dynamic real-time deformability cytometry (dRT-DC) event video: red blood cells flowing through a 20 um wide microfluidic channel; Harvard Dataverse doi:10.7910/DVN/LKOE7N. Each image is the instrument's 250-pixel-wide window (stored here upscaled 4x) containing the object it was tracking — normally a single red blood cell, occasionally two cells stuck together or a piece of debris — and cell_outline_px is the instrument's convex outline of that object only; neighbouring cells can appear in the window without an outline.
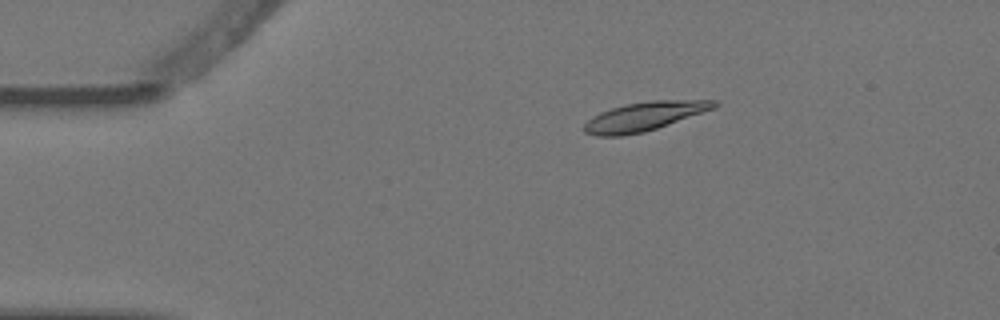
{"species": "Egyptian fruit bat (a non-hibernating species)", "species_latin": "Rousettus aegyptiacus", "temperature_condition": "warm", "stored_images_in_passage": 9, "camera_frame_rate_fps": 3000, "um_per_image_px": 0.085, "animal": {"sex": "female"}, "frame": {"image": 1, "passage_image": 2, "time_ms": 0.333, "image_size_px": [1000, 320], "cell_outline_px": [[720, 104], [716, 108], [644, 132], [620, 136], [596, 136], [584, 132], [584, 124], [588, 120], [600, 112], [624, 104], [652, 100], [716, 100]], "centroid_in_image_um": [54.78, 9.88], "position_along_channel_um": 30.2, "area_um2": 21.79}}
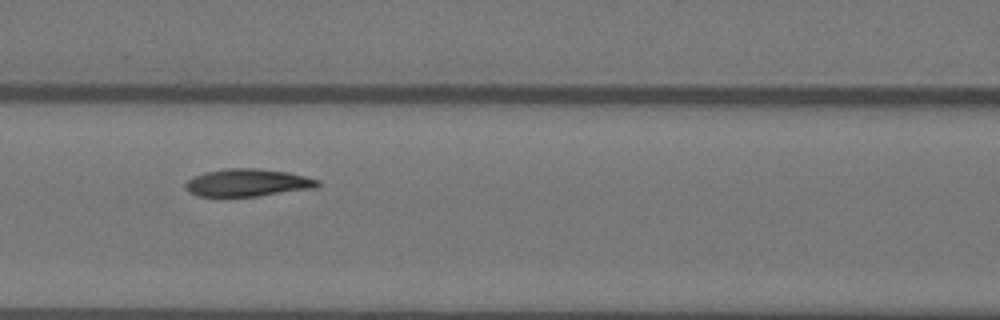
{"frame": {"image": 2, "passage_image": 6, "time_ms": 1.667, "image_size_px": [1000, 320], "cell_outline_px": [[320, 184], [316, 188], [260, 196], [196, 196], [188, 192], [184, 188], [184, 184], [192, 176], [204, 172], [224, 168], [256, 168], [288, 172], [320, 180]], "centroid_in_image_um": [21.02, 15.53], "position_along_channel_um": 145.6, "area_um2": 21.5}}
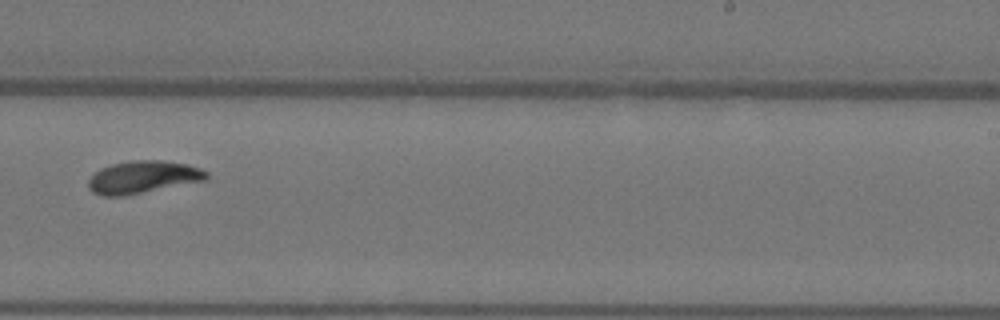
{"frame": {"image": 3, "passage_image": 9, "time_ms": 2.667, "image_size_px": [1000, 320], "cell_outline_px": [[208, 180], [124, 196], [100, 196], [92, 192], [88, 188], [88, 180], [100, 168], [112, 164], [132, 160], [160, 160], [188, 164], [200, 168], [208, 172]], "centroid_in_image_um": [12.16, 15.06], "position_along_channel_um": 276.8, "area_um2": 22.54}}